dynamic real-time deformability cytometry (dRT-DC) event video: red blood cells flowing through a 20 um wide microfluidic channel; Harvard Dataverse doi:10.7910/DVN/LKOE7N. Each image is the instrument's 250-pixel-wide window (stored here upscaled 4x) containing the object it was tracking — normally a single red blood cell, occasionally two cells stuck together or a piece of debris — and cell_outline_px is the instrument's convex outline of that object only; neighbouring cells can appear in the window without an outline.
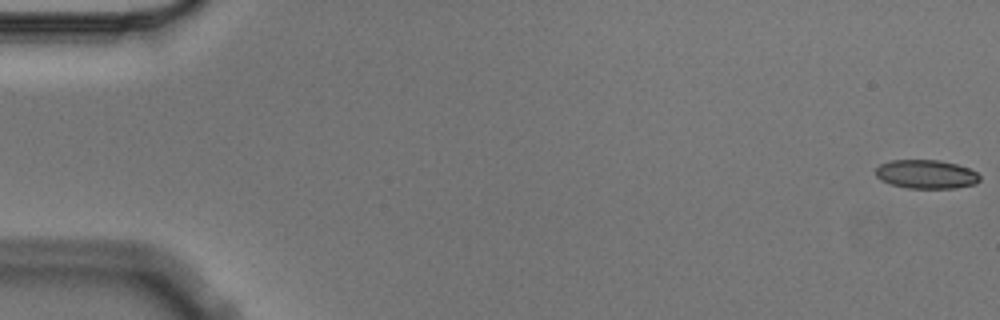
{"species": "Egyptian fruit bat (a non-hibernating species)", "species_latin": "Rousettus aegyptiacus", "temperature_condition": "cold", "stored_images_in_passage": 6, "camera_frame_rate_fps": 3000, "um_per_image_px": 0.085, "animal": {"sex": "male"}, "frame": {"image": 1, "passage_image": 1, "time_ms": 0.0, "image_size_px": [1000, 320], "cell_outline_px": [[980, 180], [976, 184], [956, 188], [908, 188], [892, 184], [880, 180], [876, 176], [876, 168], [880, 164], [892, 160], [940, 160], [956, 164], [968, 168], [976, 172], [980, 176]], "centroid_in_image_um": [78.74, 14.81], "position_along_channel_um": 6.3, "area_um2": 17.46}}
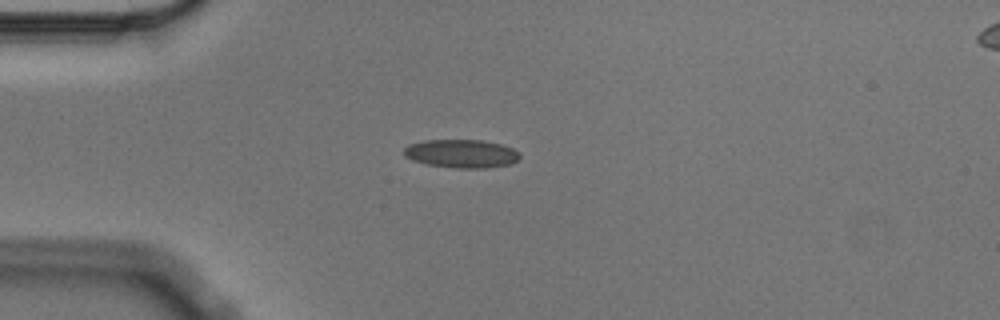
{"frame": {"image": 2, "passage_image": 5, "time_ms": 1.333, "image_size_px": [1000, 320], "cell_outline_px": [[520, 156], [512, 164], [484, 168], [456, 168], [428, 164], [412, 160], [404, 156], [404, 148], [408, 144], [424, 140], [484, 140], [500, 144], [512, 148], [520, 152]], "centroid_in_image_um": [39.22, 13.05], "position_along_channel_um": 45.8, "area_um2": 19.19}}
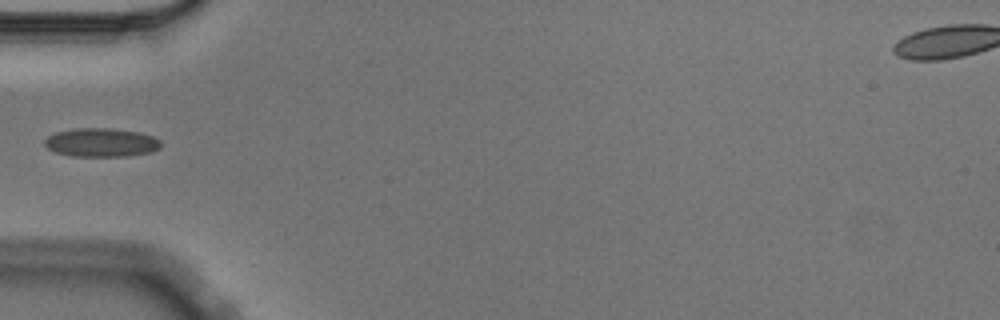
{"frame": {"image": 3, "passage_image": 6, "time_ms": 1.667, "image_size_px": [1000, 320], "cell_outline_px": [[160, 148], [152, 152], [128, 156], [72, 156], [56, 152], [48, 148], [44, 144], [44, 140], [48, 136], [56, 132], [76, 128], [112, 128], [140, 132], [152, 136], [160, 140]], "centroid_in_image_um": [8.62, 12.11], "position_along_channel_um": 76.4, "area_um2": 19.48}}